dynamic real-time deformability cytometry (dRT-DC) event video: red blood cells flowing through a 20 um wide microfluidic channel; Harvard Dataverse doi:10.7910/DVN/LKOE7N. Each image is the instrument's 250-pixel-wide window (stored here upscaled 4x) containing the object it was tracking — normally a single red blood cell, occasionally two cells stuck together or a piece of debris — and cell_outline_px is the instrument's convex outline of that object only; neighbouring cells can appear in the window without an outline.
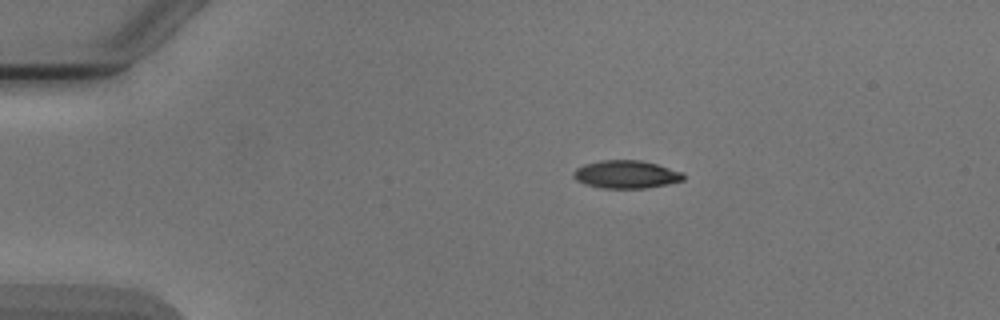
{"species": "Egyptian fruit bat (a non-hibernating species)", "species_latin": "Rousettus aegyptiacus", "temperature_condition": "cold", "stored_images_in_passage": 4, "camera_frame_rate_fps": 3000, "um_per_image_px": 0.085, "animal": {"sex": "male"}, "frame": {"image": 1, "passage_image": 1, "time_ms": 0.0, "image_size_px": [1000, 320], "cell_outline_px": [[684, 180], [668, 184], [644, 188], [600, 188], [584, 184], [576, 180], [572, 176], [572, 172], [576, 168], [584, 164], [600, 160], [640, 160], [656, 164], [684, 172]], "centroid_in_image_um": [53.2, 14.82], "position_along_channel_um": 31.8, "area_um2": 18.03}}
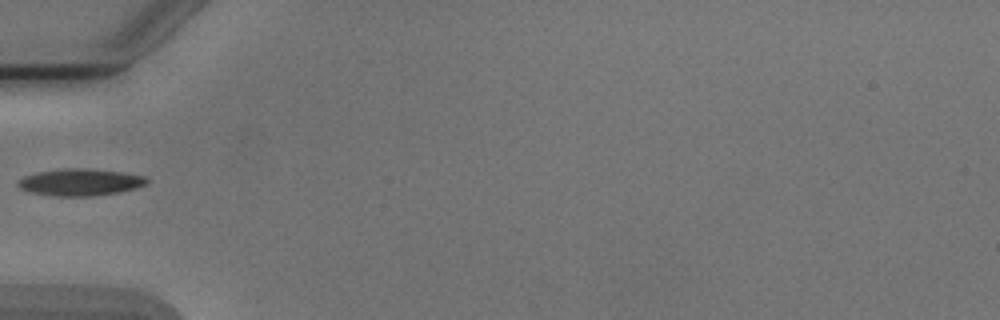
{"frame": {"image": 2, "passage_image": 3, "time_ms": 2.667, "image_size_px": [1000, 320], "cell_outline_px": [[148, 184], [136, 188], [120, 192], [92, 196], [52, 196], [32, 192], [20, 188], [16, 184], [16, 180], [24, 176], [36, 172], [64, 168], [88, 168], [120, 172], [144, 176], [148, 180]], "centroid_in_image_um": [6.79, 15.48], "position_along_channel_um": 78.2, "area_um2": 20.35}}
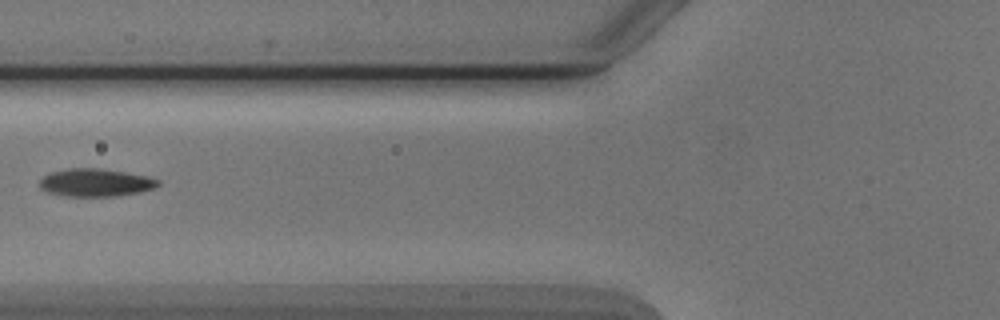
{"frame": {"image": 3, "passage_image": 4, "time_ms": 3.667, "image_size_px": [1000, 320], "cell_outline_px": [[160, 184], [156, 188], [140, 192], [112, 196], [68, 196], [48, 192], [40, 188], [40, 180], [44, 176], [52, 172], [68, 168], [100, 168], [124, 172], [144, 176], [160, 180]], "centroid_in_image_um": [8.13, 15.52], "position_along_channel_um": 117.7, "area_um2": 19.02}}